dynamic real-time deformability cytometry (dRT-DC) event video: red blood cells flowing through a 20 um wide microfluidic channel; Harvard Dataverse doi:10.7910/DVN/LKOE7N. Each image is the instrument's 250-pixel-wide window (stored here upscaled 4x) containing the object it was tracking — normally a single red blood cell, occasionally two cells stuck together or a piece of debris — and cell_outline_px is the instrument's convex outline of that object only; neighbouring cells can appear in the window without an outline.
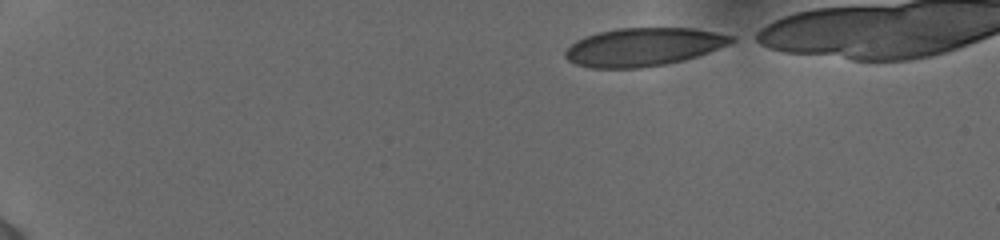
{"species": "human", "species_latin": "Homo sapiens", "temperature_condition": "cold", "stored_images_in_passage": 43, "camera_frame_rate_fps": 3000, "um_per_image_px": 0.085, "donor": {"sex": "female"}, "frame": {"image": 1, "passage_image": 1, "time_ms": 0.0, "image_size_px": [1000, 240], "cell_outline_px": [[736, 40], [728, 44], [708, 52], [696, 56], [664, 64], [640, 68], [592, 68], [576, 64], [568, 60], [564, 56], [564, 52], [576, 40], [584, 36], [596, 32], [620, 28], [692, 28], [716, 32], [736, 36]], "centroid_in_image_um": [54.67, 3.98], "position_along_channel_um": 30.3, "area_um2": 36.82}}
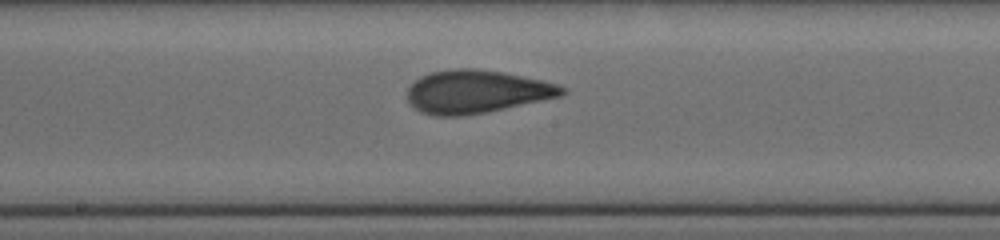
{"frame": {"image": 2, "passage_image": 23, "time_ms": 7.333, "image_size_px": [1000, 240], "cell_outline_px": [[568, 92], [560, 96], [488, 112], [464, 116], [436, 116], [420, 112], [408, 100], [408, 88], [420, 76], [428, 72], [448, 68], [476, 68], [500, 72], [540, 80], [556, 84], [564, 88]], "centroid_in_image_um": [40.46, 7.79], "position_along_channel_um": 207.7, "area_um2": 38.73}}
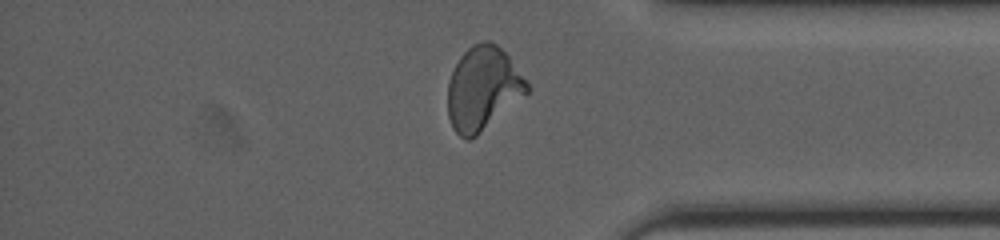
{"frame": {"image": 3, "passage_image": 38, "time_ms": 12.333, "image_size_px": [1000, 240], "cell_outline_px": [[528, 92], [476, 136], [468, 140], [464, 140], [452, 128], [448, 116], [448, 80], [460, 56], [472, 44], [484, 40], [488, 40], [496, 44], [508, 56], [528, 84]], "centroid_in_image_um": [41.0, 7.52], "position_along_channel_um": 394.2, "area_um2": 38.09}}